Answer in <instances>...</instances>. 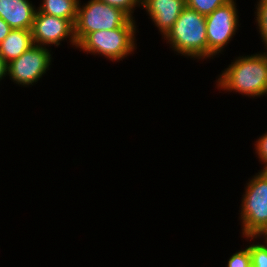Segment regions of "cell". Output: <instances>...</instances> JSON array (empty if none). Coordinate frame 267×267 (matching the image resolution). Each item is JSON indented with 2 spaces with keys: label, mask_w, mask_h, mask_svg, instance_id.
I'll return each mask as SVG.
<instances>
[{
  "label": "cell",
  "mask_w": 267,
  "mask_h": 267,
  "mask_svg": "<svg viewBox=\"0 0 267 267\" xmlns=\"http://www.w3.org/2000/svg\"><path fill=\"white\" fill-rule=\"evenodd\" d=\"M216 80L220 90L250 98L267 95V52L236 57Z\"/></svg>",
  "instance_id": "6da1fadb"
},
{
  "label": "cell",
  "mask_w": 267,
  "mask_h": 267,
  "mask_svg": "<svg viewBox=\"0 0 267 267\" xmlns=\"http://www.w3.org/2000/svg\"><path fill=\"white\" fill-rule=\"evenodd\" d=\"M163 39L178 55L198 60L208 58L206 16L188 7L181 12Z\"/></svg>",
  "instance_id": "7a4b0ae2"
},
{
  "label": "cell",
  "mask_w": 267,
  "mask_h": 267,
  "mask_svg": "<svg viewBox=\"0 0 267 267\" xmlns=\"http://www.w3.org/2000/svg\"><path fill=\"white\" fill-rule=\"evenodd\" d=\"M136 30V21L130 18L122 27L89 33L77 49L119 62L137 49Z\"/></svg>",
  "instance_id": "3957f363"
},
{
  "label": "cell",
  "mask_w": 267,
  "mask_h": 267,
  "mask_svg": "<svg viewBox=\"0 0 267 267\" xmlns=\"http://www.w3.org/2000/svg\"><path fill=\"white\" fill-rule=\"evenodd\" d=\"M246 184L239 216L242 236L267 234V170H259Z\"/></svg>",
  "instance_id": "277c9868"
},
{
  "label": "cell",
  "mask_w": 267,
  "mask_h": 267,
  "mask_svg": "<svg viewBox=\"0 0 267 267\" xmlns=\"http://www.w3.org/2000/svg\"><path fill=\"white\" fill-rule=\"evenodd\" d=\"M78 3L75 22V39L79 44L89 33L97 30H110L122 27L130 17L121 9L112 7L100 0Z\"/></svg>",
  "instance_id": "5b68a950"
},
{
  "label": "cell",
  "mask_w": 267,
  "mask_h": 267,
  "mask_svg": "<svg viewBox=\"0 0 267 267\" xmlns=\"http://www.w3.org/2000/svg\"><path fill=\"white\" fill-rule=\"evenodd\" d=\"M236 7V0H231L206 16L208 59L222 53L240 27Z\"/></svg>",
  "instance_id": "8992f818"
},
{
  "label": "cell",
  "mask_w": 267,
  "mask_h": 267,
  "mask_svg": "<svg viewBox=\"0 0 267 267\" xmlns=\"http://www.w3.org/2000/svg\"><path fill=\"white\" fill-rule=\"evenodd\" d=\"M50 52V48L33 45L7 64V77L21 87L33 86L49 70L53 59Z\"/></svg>",
  "instance_id": "52a82bcc"
},
{
  "label": "cell",
  "mask_w": 267,
  "mask_h": 267,
  "mask_svg": "<svg viewBox=\"0 0 267 267\" xmlns=\"http://www.w3.org/2000/svg\"><path fill=\"white\" fill-rule=\"evenodd\" d=\"M34 45L50 48L58 47L69 38V43L77 48L75 25L69 20L36 11L31 28ZM50 46V47H49Z\"/></svg>",
  "instance_id": "ba28073f"
},
{
  "label": "cell",
  "mask_w": 267,
  "mask_h": 267,
  "mask_svg": "<svg viewBox=\"0 0 267 267\" xmlns=\"http://www.w3.org/2000/svg\"><path fill=\"white\" fill-rule=\"evenodd\" d=\"M141 7L145 9L163 38L185 9L186 0H144Z\"/></svg>",
  "instance_id": "9c48e42d"
},
{
  "label": "cell",
  "mask_w": 267,
  "mask_h": 267,
  "mask_svg": "<svg viewBox=\"0 0 267 267\" xmlns=\"http://www.w3.org/2000/svg\"><path fill=\"white\" fill-rule=\"evenodd\" d=\"M36 11L30 0H0V17L12 29L31 30Z\"/></svg>",
  "instance_id": "30bf717a"
},
{
  "label": "cell",
  "mask_w": 267,
  "mask_h": 267,
  "mask_svg": "<svg viewBox=\"0 0 267 267\" xmlns=\"http://www.w3.org/2000/svg\"><path fill=\"white\" fill-rule=\"evenodd\" d=\"M34 45L31 30L12 29L0 43V56L8 64Z\"/></svg>",
  "instance_id": "8fae6325"
},
{
  "label": "cell",
  "mask_w": 267,
  "mask_h": 267,
  "mask_svg": "<svg viewBox=\"0 0 267 267\" xmlns=\"http://www.w3.org/2000/svg\"><path fill=\"white\" fill-rule=\"evenodd\" d=\"M79 0H43L37 11L56 17L69 19L74 25L77 20Z\"/></svg>",
  "instance_id": "7c38bea8"
},
{
  "label": "cell",
  "mask_w": 267,
  "mask_h": 267,
  "mask_svg": "<svg viewBox=\"0 0 267 267\" xmlns=\"http://www.w3.org/2000/svg\"><path fill=\"white\" fill-rule=\"evenodd\" d=\"M245 238L250 241H254L248 246L251 256L252 267H267V242L262 238V244L260 240L255 241L254 239H260L259 236H245Z\"/></svg>",
  "instance_id": "4fadbf2b"
},
{
  "label": "cell",
  "mask_w": 267,
  "mask_h": 267,
  "mask_svg": "<svg viewBox=\"0 0 267 267\" xmlns=\"http://www.w3.org/2000/svg\"><path fill=\"white\" fill-rule=\"evenodd\" d=\"M256 4L255 22L264 48L267 49V0H258Z\"/></svg>",
  "instance_id": "5bb4252c"
},
{
  "label": "cell",
  "mask_w": 267,
  "mask_h": 267,
  "mask_svg": "<svg viewBox=\"0 0 267 267\" xmlns=\"http://www.w3.org/2000/svg\"><path fill=\"white\" fill-rule=\"evenodd\" d=\"M231 0H186V7L207 16Z\"/></svg>",
  "instance_id": "9a60e30c"
},
{
  "label": "cell",
  "mask_w": 267,
  "mask_h": 267,
  "mask_svg": "<svg viewBox=\"0 0 267 267\" xmlns=\"http://www.w3.org/2000/svg\"><path fill=\"white\" fill-rule=\"evenodd\" d=\"M227 267H252L248 247L233 253L228 259Z\"/></svg>",
  "instance_id": "2e32d148"
},
{
  "label": "cell",
  "mask_w": 267,
  "mask_h": 267,
  "mask_svg": "<svg viewBox=\"0 0 267 267\" xmlns=\"http://www.w3.org/2000/svg\"><path fill=\"white\" fill-rule=\"evenodd\" d=\"M109 4L112 7H116L125 12L131 19L135 20L134 10L136 7H140L141 4L137 0H100Z\"/></svg>",
  "instance_id": "e0dca14e"
},
{
  "label": "cell",
  "mask_w": 267,
  "mask_h": 267,
  "mask_svg": "<svg viewBox=\"0 0 267 267\" xmlns=\"http://www.w3.org/2000/svg\"><path fill=\"white\" fill-rule=\"evenodd\" d=\"M255 154H257V158H259V162H262L263 169L267 170V131L266 133L259 136V138L255 141Z\"/></svg>",
  "instance_id": "ac0fdd59"
},
{
  "label": "cell",
  "mask_w": 267,
  "mask_h": 267,
  "mask_svg": "<svg viewBox=\"0 0 267 267\" xmlns=\"http://www.w3.org/2000/svg\"><path fill=\"white\" fill-rule=\"evenodd\" d=\"M12 28L0 17V43L11 32Z\"/></svg>",
  "instance_id": "d6986e66"
},
{
  "label": "cell",
  "mask_w": 267,
  "mask_h": 267,
  "mask_svg": "<svg viewBox=\"0 0 267 267\" xmlns=\"http://www.w3.org/2000/svg\"><path fill=\"white\" fill-rule=\"evenodd\" d=\"M7 76V63L4 59L0 56V81Z\"/></svg>",
  "instance_id": "ffe728a7"
},
{
  "label": "cell",
  "mask_w": 267,
  "mask_h": 267,
  "mask_svg": "<svg viewBox=\"0 0 267 267\" xmlns=\"http://www.w3.org/2000/svg\"><path fill=\"white\" fill-rule=\"evenodd\" d=\"M259 237L264 238V240L267 242V234L261 235V236H259Z\"/></svg>",
  "instance_id": "44dd1931"
},
{
  "label": "cell",
  "mask_w": 267,
  "mask_h": 267,
  "mask_svg": "<svg viewBox=\"0 0 267 267\" xmlns=\"http://www.w3.org/2000/svg\"><path fill=\"white\" fill-rule=\"evenodd\" d=\"M140 4L144 1V0H137Z\"/></svg>",
  "instance_id": "7402d4cb"
}]
</instances>
